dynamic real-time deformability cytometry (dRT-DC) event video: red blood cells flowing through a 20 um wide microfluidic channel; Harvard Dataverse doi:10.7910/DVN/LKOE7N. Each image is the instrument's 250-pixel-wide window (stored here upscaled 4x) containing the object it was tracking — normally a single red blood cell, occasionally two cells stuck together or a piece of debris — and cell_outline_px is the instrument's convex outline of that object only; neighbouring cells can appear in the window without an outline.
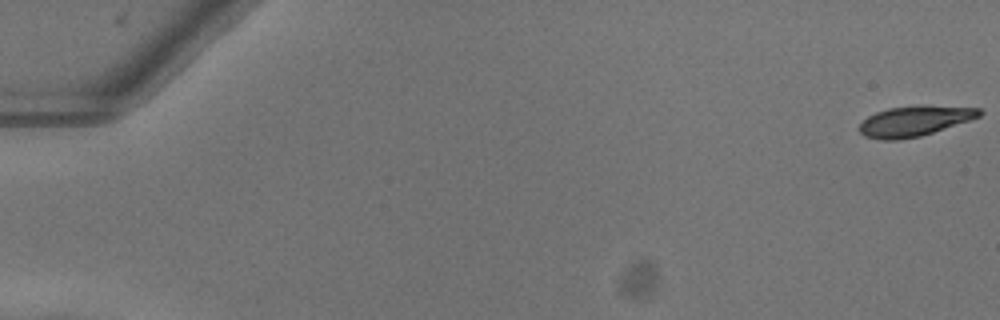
{"species": "common noctule bat (a hibernating species)", "species_latin": "Nyctalus noctula", "temperature_condition": "warm", "stored_images_in_passage": 53, "camera_frame_rate_fps": 3000, "um_per_image_px": 0.085, "animal": {"sex": "female"}, "frame": {"image": 1, "passage_image": 1, "time_ms": 0.0, "image_size_px": [1000, 320], "cell_outline_px": [[984, 112], [980, 116], [920, 136], [896, 140], [880, 140], [864, 136], [856, 128], [868, 116], [876, 112], [888, 108], [916, 104], [924, 104], [980, 108]], "centroid_in_image_um": [77.7, 10.26], "position_along_channel_um": 7.3, "area_um2": 21.39}}
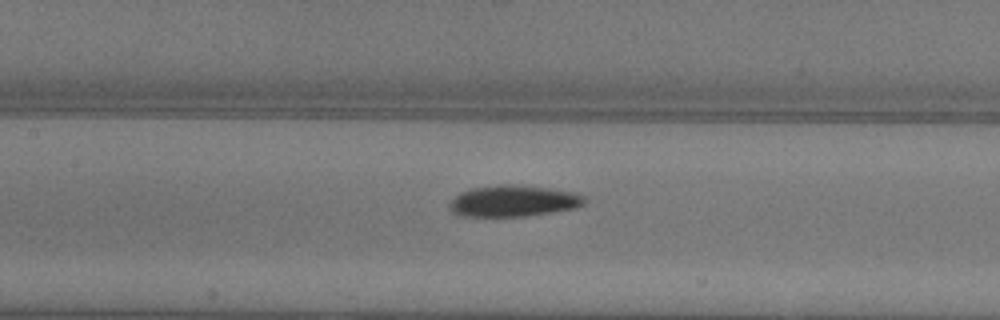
{"frame": {"image": 2, "passage_image": 26, "time_ms": 8.333, "image_size_px": [1000, 320], "cell_outline_px": [[588, 200], [584, 204], [576, 208], [552, 212], [524, 216], [456, 216], [448, 208], [448, 204], [460, 192], [472, 188], [500, 184], [508, 184], [548, 188], [576, 192], [584, 196]], "centroid_in_image_um": [43.64, 17.08], "position_along_channel_um": 163.8, "area_um2": 24.8}}
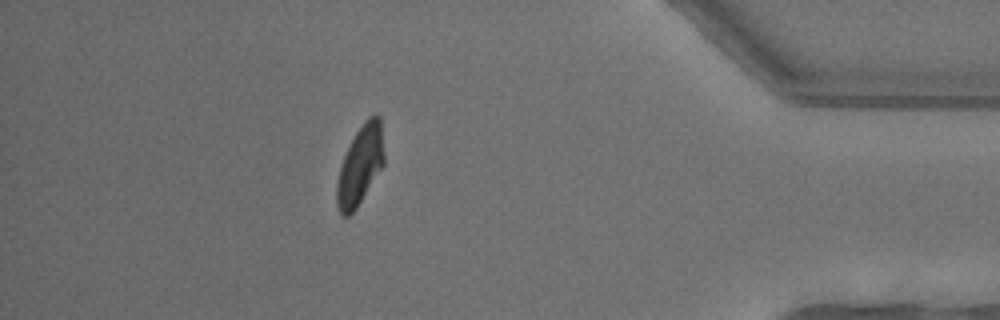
{"frame": {"image": 3, "passage_image": 47, "time_ms": 15.333, "image_size_px": [1000, 320], "cell_outline_px": [[384, 164], [356, 208], [348, 216], [340, 216], [336, 204], [336, 180], [340, 164], [356, 132], [364, 120], [368, 116], [376, 112], [380, 116], [384, 152]], "centroid_in_image_um": [30.6, 14.03], "position_along_channel_um": 404.6, "area_um2": 21.91}, "authors_computed_cell_mechanics": {"area_um2": 22.7154, "velocity_mm_per_s": 4.0323, "shape_relaxation_time_tau1_ms": 2.3582, "shape_relaxation_time_tau2_ms": 6.7345, "deformation_change_tau1": 0.1618, "deformation_change_tau2": 0.1333}}